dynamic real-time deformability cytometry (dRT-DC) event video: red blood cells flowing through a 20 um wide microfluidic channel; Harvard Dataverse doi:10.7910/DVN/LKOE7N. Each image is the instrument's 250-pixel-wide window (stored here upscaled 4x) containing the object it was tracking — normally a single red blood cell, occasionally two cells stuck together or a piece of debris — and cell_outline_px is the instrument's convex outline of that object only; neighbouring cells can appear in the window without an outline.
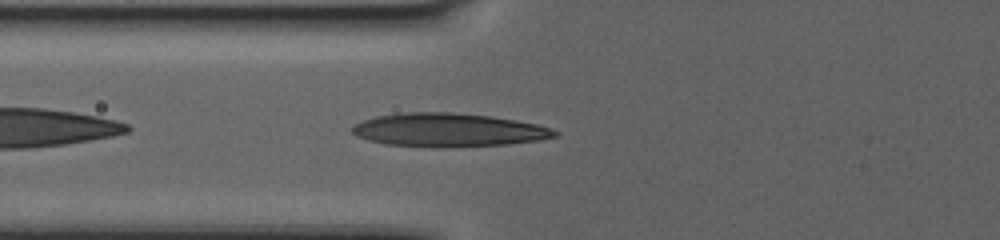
{"species": "human", "species_latin": "Homo sapiens", "temperature_condition": "warm", "stored_images_in_passage": 54, "camera_frame_rate_fps": 3000, "um_per_image_px": 0.085, "donor": {"sex": "female"}, "frame": {"image": 1, "passage_image": 5, "time_ms": 1.333, "image_size_px": [1000, 240], "cell_outline_px": [[560, 132], [556, 136], [540, 140], [508, 144], [440, 148], [432, 148], [384, 144], [368, 140], [356, 136], [352, 132], [352, 128], [356, 124], [364, 120], [376, 116], [404, 112], [448, 112], [492, 116], [516, 120], [536, 124], [552, 128]], "centroid_in_image_um": [38.12, 11.06], "position_along_channel_um": 87.7, "area_um2": 39.82}}
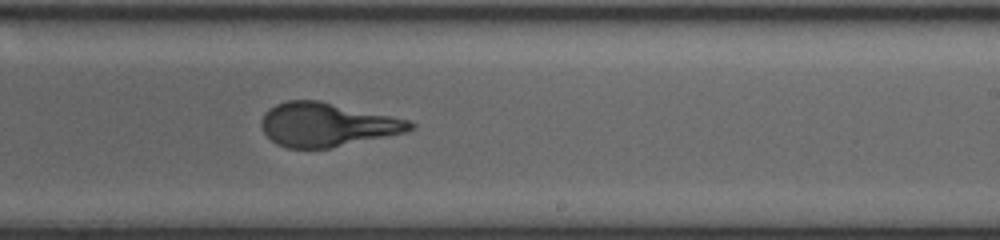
{"frame": {"image": 2, "passage_image": 26, "time_ms": 8.333, "image_size_px": [1000, 240], "cell_outline_px": [[416, 124], [412, 128], [404, 132], [332, 148], [288, 148], [276, 144], [264, 132], [260, 124], [260, 120], [264, 112], [276, 104], [288, 100], [320, 100], [408, 120]], "centroid_in_image_um": [27.73, 10.59], "position_along_channel_um": 261.3, "area_um2": 37.69}}
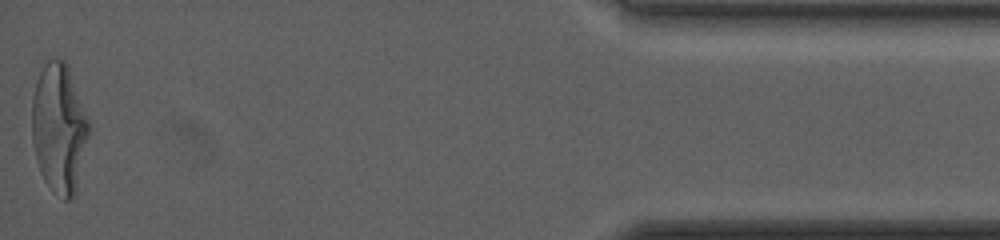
{"frame": {"image": 3, "passage_image": 54, "time_ms": 17.667, "image_size_px": [1000, 240], "cell_outline_px": [[88, 136], [76, 192], [72, 200], [64, 200], [52, 192], [44, 180], [40, 172], [36, 160], [32, 144], [32, 96], [36, 80], [44, 64], [48, 60], [64, 60], [68, 64], [88, 120]], "centroid_in_image_um": [4.99, 10.93], "position_along_channel_um": 430.2, "area_um2": 42.95}, "authors_computed_cell_mechanics": {"area_um2": 38.2347, "velocity_mm_per_s": 2.4839, "shape_relaxation_time_tau1_ms": 6.6516, "shape_relaxation_time_tau2_ms": null, "deformation_change_tau1": 0.2622, "deformation_change_tau2": null}}